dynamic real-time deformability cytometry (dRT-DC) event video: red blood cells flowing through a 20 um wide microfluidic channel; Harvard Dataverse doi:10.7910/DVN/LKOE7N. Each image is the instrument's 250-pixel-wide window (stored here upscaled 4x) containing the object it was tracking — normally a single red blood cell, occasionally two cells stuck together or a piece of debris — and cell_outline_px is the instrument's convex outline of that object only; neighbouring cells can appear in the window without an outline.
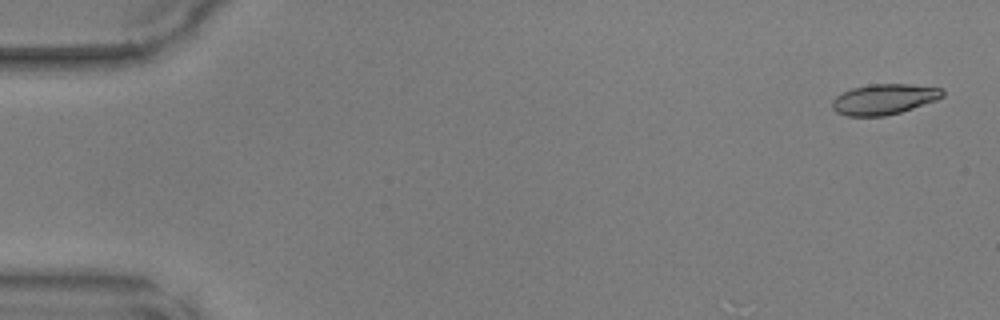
{"species": "common noctule bat (a hibernating species)", "species_latin": "Nyctalus noctula", "temperature_condition": "warm", "stored_images_in_passage": 41, "camera_frame_rate_fps": 3000, "um_per_image_px": 0.085, "animal": {"sex": "male", "body_mass_g": 17.9, "forearm_length_mm": 54.2}, "frame": {"image": 1, "passage_image": 2, "time_ms": 0.333, "image_size_px": [1000, 320], "cell_outline_px": [[944, 96], [936, 100], [900, 112], [884, 116], [848, 116], [836, 112], [832, 108], [832, 100], [836, 96], [852, 88], [872, 84], [908, 84], [944, 88]], "centroid_in_image_um": [75.15, 8.43], "position_along_channel_um": 9.9, "area_um2": 19.54}}
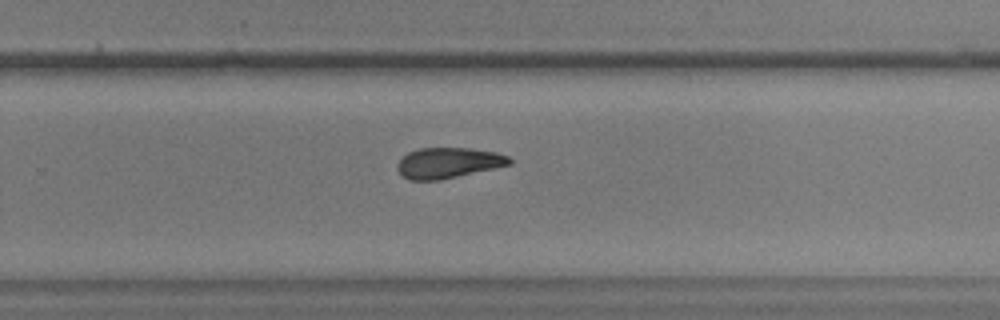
{"frame": {"image": 2, "passage_image": 32, "time_ms": 10.333, "image_size_px": [1000, 320], "cell_outline_px": [[512, 164], [440, 180], [408, 180], [396, 168], [396, 164], [408, 152], [420, 148], [472, 148], [496, 152], [508, 156], [512, 160]], "centroid_in_image_um": [38.11, 13.84], "position_along_channel_um": 291.7, "area_um2": 19.94}}
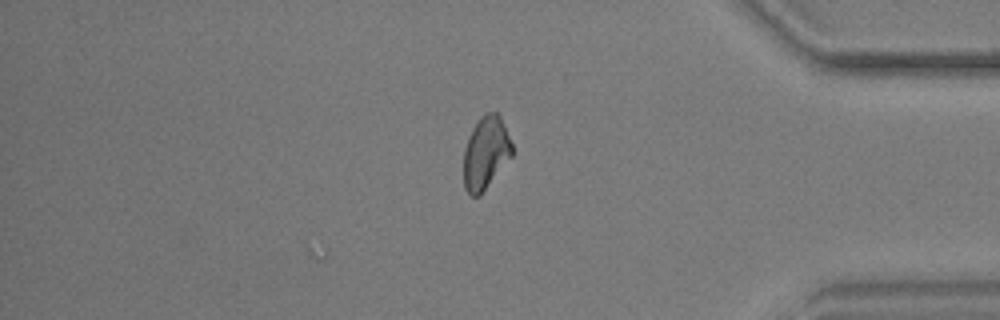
{"frame": {"image": 3, "passage_image": 41, "time_ms": 13.333, "image_size_px": [1000, 320], "cell_outline_px": [[512, 156], [480, 196], [472, 196], [464, 188], [464, 148], [468, 136], [472, 128], [480, 116], [484, 112], [496, 112], [500, 116], [504, 124], [512, 144]], "centroid_in_image_um": [41.28, 12.98], "position_along_channel_um": 393.9, "area_um2": 20.63}}